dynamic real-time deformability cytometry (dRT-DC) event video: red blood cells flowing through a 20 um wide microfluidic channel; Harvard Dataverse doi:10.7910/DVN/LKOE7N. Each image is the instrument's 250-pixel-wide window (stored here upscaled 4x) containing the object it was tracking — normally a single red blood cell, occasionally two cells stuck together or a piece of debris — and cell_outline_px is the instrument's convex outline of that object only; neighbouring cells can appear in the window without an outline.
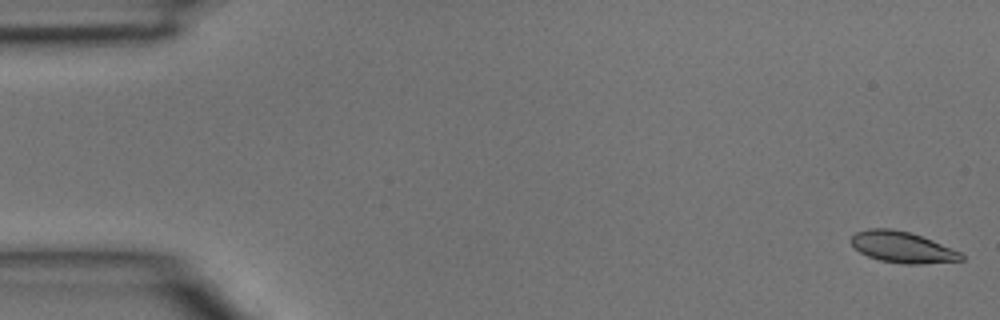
{"species": "common noctule bat (a hibernating species)", "species_latin": "Nyctalus noctula", "temperature_condition": "room temperature", "stored_images_in_passage": 5, "camera_frame_rate_fps": 3000, "um_per_image_px": 0.085, "animal": {"sex": "male", "body_mass_g": 15.6}, "frame": {"image": 1, "passage_image": 1, "time_ms": 0.0, "image_size_px": [1000, 320], "cell_outline_px": [[964, 260], [920, 264], [904, 264], [880, 260], [868, 256], [860, 252], [852, 244], [852, 236], [856, 232], [868, 228], [892, 228], [908, 232], [932, 240], [960, 252], [964, 256]], "centroid_in_image_um": [76.7, 21.01], "position_along_channel_um": 8.3, "area_um2": 19.77}}
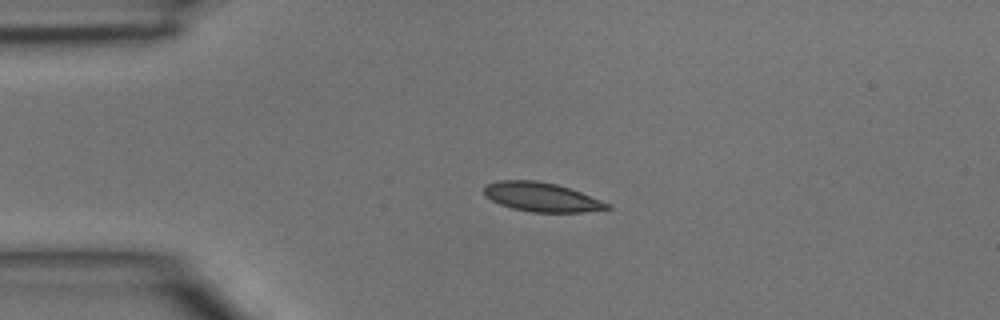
{"frame": {"image": 2, "passage_image": 3, "time_ms": 0.667, "image_size_px": [1000, 320], "cell_outline_px": [[612, 208], [584, 212], [532, 212], [512, 208], [500, 204], [484, 196], [484, 188], [488, 184], [500, 180], [536, 180], [556, 184], [580, 192], [612, 204]], "centroid_in_image_um": [46.05, 16.75], "position_along_channel_um": 39.0, "area_um2": 20.81}}
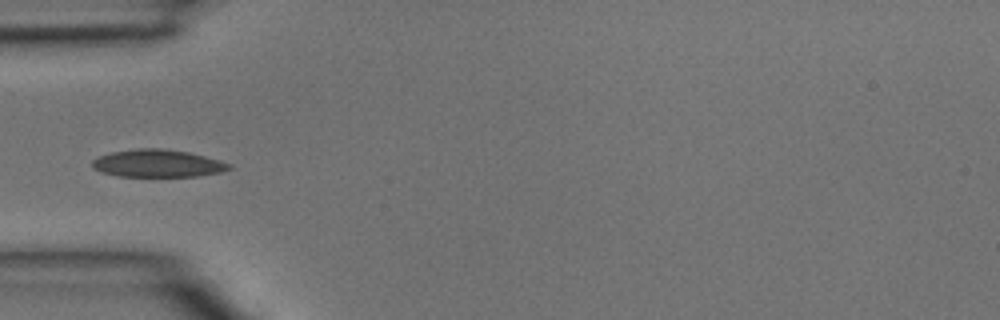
{"frame": {"image": 3, "passage_image": 4, "time_ms": 1.0, "image_size_px": [1000, 320], "cell_outline_px": [[232, 168], [220, 172], [200, 176], [120, 176], [100, 172], [92, 168], [92, 160], [100, 156], [112, 152], [136, 148], [164, 148], [188, 152], [220, 160], [232, 164]], "centroid_in_image_um": [13.41, 13.88], "position_along_channel_um": 71.6, "area_um2": 22.02}}